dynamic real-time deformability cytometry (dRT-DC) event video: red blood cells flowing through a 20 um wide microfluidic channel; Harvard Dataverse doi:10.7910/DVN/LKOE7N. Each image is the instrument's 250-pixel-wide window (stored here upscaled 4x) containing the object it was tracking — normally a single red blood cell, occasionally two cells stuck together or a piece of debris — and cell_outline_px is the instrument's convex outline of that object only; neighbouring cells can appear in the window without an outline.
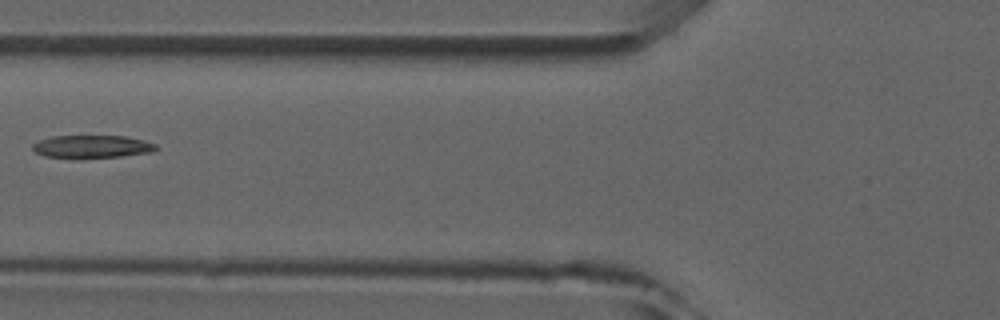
{"species": "common noctule bat (a hibernating species)", "species_latin": "Nyctalus noctula", "temperature_condition": "room temperature", "stored_images_in_passage": 3, "camera_frame_rate_fps": 3000, "um_per_image_px": 0.085, "animal": {"sex": "male", "forearm_length_mm": 52.5}, "frame": {"image": 1, "passage_image": 2, "time_ms": 1.333, "image_size_px": [1000, 320], "cell_outline_px": [[160, 148], [152, 152], [120, 156], [80, 160], [44, 156], [36, 152], [32, 148], [32, 144], [40, 140], [52, 136], [124, 136], [144, 140], [156, 144]], "centroid_in_image_um": [7.81, 12.49], "position_along_channel_um": 118.0, "area_um2": 16.88}}
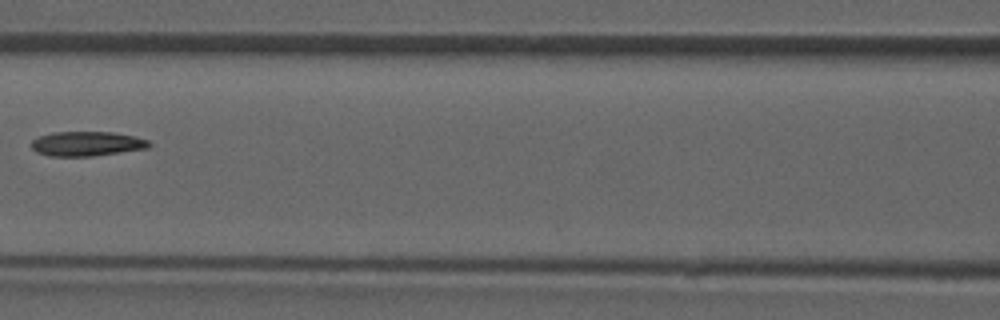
{"frame": {"image": 2, "passage_image": 3, "time_ms": 2.333, "image_size_px": [1000, 320], "cell_outline_px": [[152, 144], [148, 148], [92, 156], [48, 156], [36, 152], [32, 148], [32, 140], [40, 136], [52, 132], [112, 132], [136, 136], [148, 140]], "centroid_in_image_um": [7.39, 12.21], "position_along_channel_um": 159.2, "area_um2": 16.88}}